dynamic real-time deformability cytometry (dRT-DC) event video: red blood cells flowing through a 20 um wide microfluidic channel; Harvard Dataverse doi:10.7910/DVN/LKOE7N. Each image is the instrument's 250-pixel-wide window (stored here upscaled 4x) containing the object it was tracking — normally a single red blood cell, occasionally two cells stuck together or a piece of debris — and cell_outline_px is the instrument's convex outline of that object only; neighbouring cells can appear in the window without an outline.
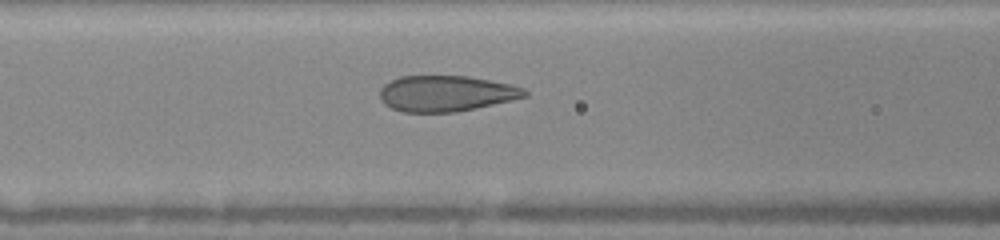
{"species": "human", "species_latin": "Homo sapiens", "temperature_condition": "warm", "stored_images_in_passage": 44, "camera_frame_rate_fps": 3000, "um_per_image_px": 0.085, "donor": {"sex": "female"}, "frame": {"image": 1, "passage_image": 14, "time_ms": 7.0, "image_size_px": [1000, 240], "cell_outline_px": [[528, 96], [476, 108], [456, 112], [404, 112], [392, 108], [384, 104], [380, 100], [380, 88], [384, 84], [400, 76], [468, 76], [508, 84], [524, 88], [528, 92]], "centroid_in_image_um": [37.89, 7.95], "position_along_channel_um": 128.7, "area_um2": 30.17}}
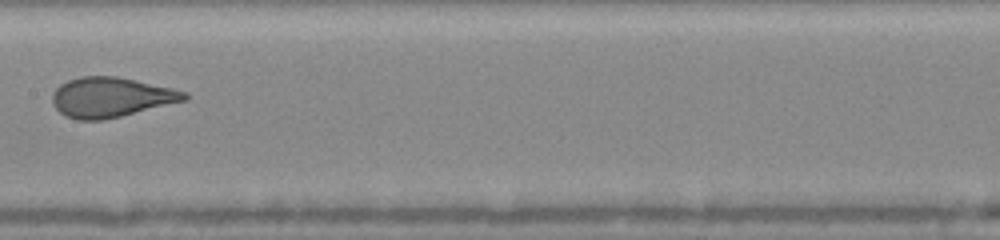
{"frame": {"image": 2, "passage_image": 17, "time_ms": 8.667, "image_size_px": [1000, 240], "cell_outline_px": [[188, 100], [104, 120], [80, 120], [64, 116], [56, 108], [52, 100], [52, 96], [56, 88], [60, 84], [68, 80], [80, 76], [116, 76], [136, 80], [172, 88], [188, 92]], "centroid_in_image_um": [9.44, 8.26], "position_along_channel_um": 198.0, "area_um2": 30.75}}
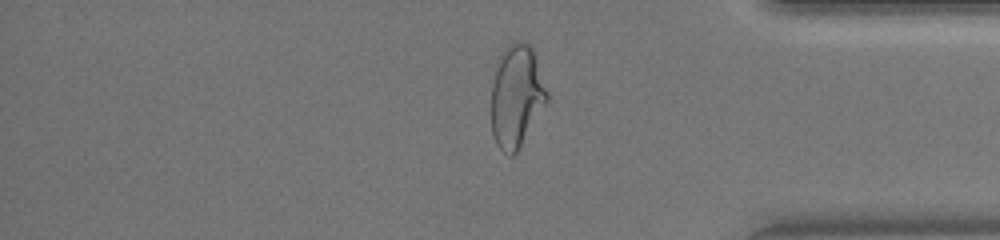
{"frame": {"image": 3, "passage_image": 33, "time_ms": 13.667, "image_size_px": [1000, 240], "cell_outline_px": [[548, 100], [516, 152], [512, 156], [508, 156], [496, 144], [492, 132], [492, 84], [500, 56], [504, 48], [508, 44], [516, 40], [528, 44], [532, 48], [548, 92]], "centroid_in_image_um": [43.9, 8.17], "position_along_channel_um": 391.3, "area_um2": 32.71}, "authors_computed_cell_mechanics": {"area_um2": 31.9923, "velocity_mm_per_s": 4.1427, "shape_relaxation_time_tau1_ms": 6.6883, "shape_relaxation_time_tau2_ms": null, "deformation_change_tau1": 0.2251, "deformation_change_tau2": null}}